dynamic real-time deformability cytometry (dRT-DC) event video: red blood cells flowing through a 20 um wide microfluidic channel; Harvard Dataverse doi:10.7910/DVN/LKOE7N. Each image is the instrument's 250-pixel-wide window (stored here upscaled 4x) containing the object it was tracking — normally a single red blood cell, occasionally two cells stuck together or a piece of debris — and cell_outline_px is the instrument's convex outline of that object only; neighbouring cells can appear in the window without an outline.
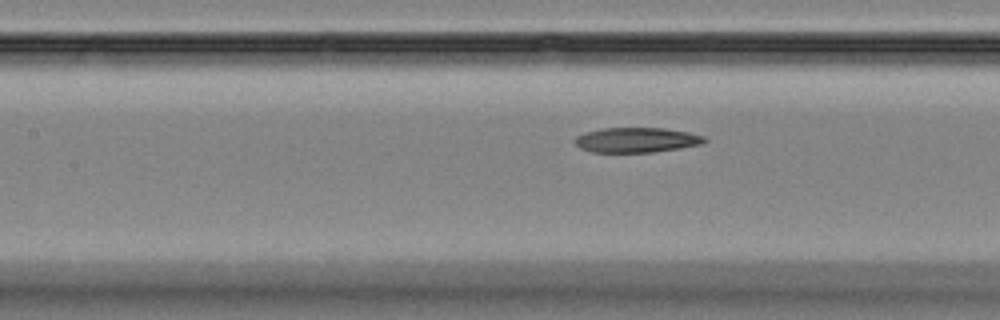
{"species": "Egyptian fruit bat (a non-hibernating species)", "species_latin": "Rousettus aegyptiacus", "temperature_condition": "room temperature", "stored_images_in_passage": 30, "camera_frame_rate_fps": 3000, "um_per_image_px": 0.085, "animal": {"sex": "female"}, "frame": {"image": 1, "passage_image": 20, "time_ms": 6.333, "image_size_px": [1000, 320], "cell_outline_px": [[708, 140], [704, 144], [680, 148], [652, 152], [592, 152], [580, 148], [572, 140], [576, 136], [584, 132], [604, 128], [664, 128], [688, 132], [704, 136]], "centroid_in_image_um": [54.11, 11.9], "position_along_channel_um": 153.3, "area_um2": 18.96}}
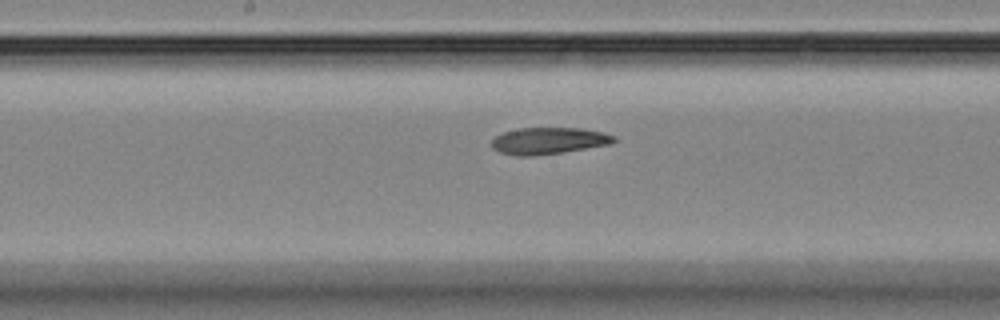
{"frame": {"image": 2, "passage_image": 24, "time_ms": 7.667, "image_size_px": [1000, 320], "cell_outline_px": [[616, 140], [608, 144], [560, 152], [532, 156], [516, 156], [500, 152], [492, 148], [492, 140], [496, 136], [504, 132], [520, 128], [580, 128], [604, 132], [616, 136]], "centroid_in_image_um": [46.61, 11.96], "position_along_channel_um": 201.6, "area_um2": 18.79}}
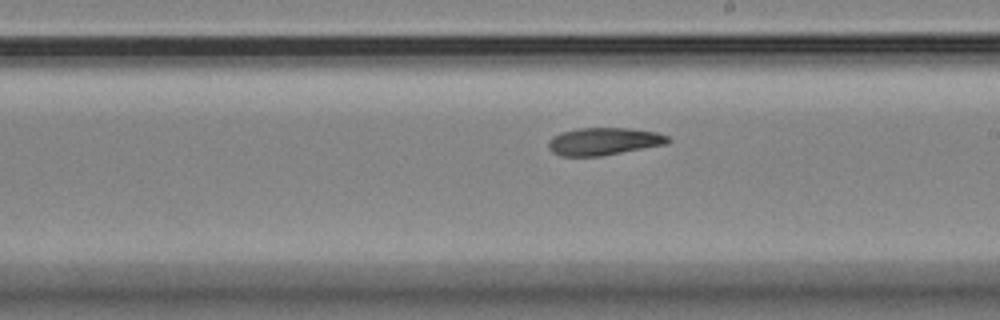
{"frame": {"image": 3, "passage_image": 27, "time_ms": 8.667, "image_size_px": [1000, 320], "cell_outline_px": [[672, 140], [668, 144], [600, 156], [560, 156], [552, 152], [548, 148], [548, 140], [552, 136], [560, 132], [576, 128], [628, 128], [656, 132], [668, 136]], "centroid_in_image_um": [51.3, 12.01], "position_along_channel_um": 237.7, "area_um2": 19.36}}